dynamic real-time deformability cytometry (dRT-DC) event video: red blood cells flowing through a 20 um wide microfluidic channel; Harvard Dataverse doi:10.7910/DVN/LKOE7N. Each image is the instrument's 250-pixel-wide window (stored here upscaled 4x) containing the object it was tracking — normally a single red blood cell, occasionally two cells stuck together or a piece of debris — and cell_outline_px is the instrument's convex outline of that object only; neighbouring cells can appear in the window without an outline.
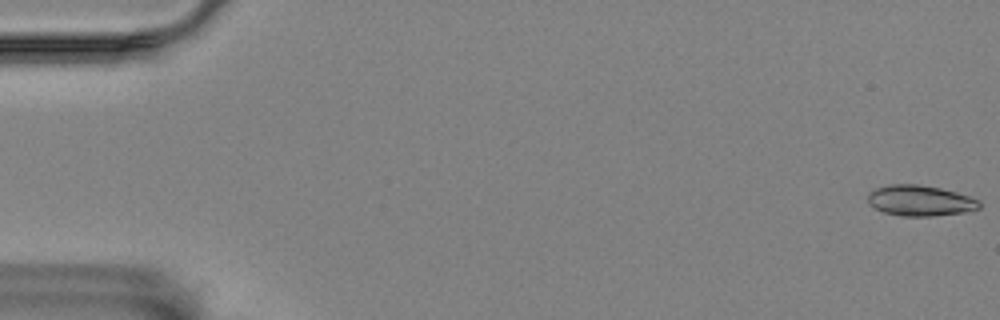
{"species": "Egyptian fruit bat (a non-hibernating species)", "species_latin": "Rousettus aegyptiacus", "temperature_condition": "room temperature", "stored_images_in_passage": 4, "camera_frame_rate_fps": 3000, "um_per_image_px": 0.085, "animal": {"sex": "female"}, "frame": {"image": 1, "passage_image": 1, "time_ms": 0.0, "image_size_px": [1000, 320], "cell_outline_px": [[980, 208], [964, 212], [932, 216], [900, 216], [884, 212], [868, 204], [868, 192], [876, 188], [888, 184], [920, 184], [940, 188], [956, 192], [980, 200]], "centroid_in_image_um": [78.19, 17.05], "position_along_channel_um": 6.8, "area_um2": 20.0}}